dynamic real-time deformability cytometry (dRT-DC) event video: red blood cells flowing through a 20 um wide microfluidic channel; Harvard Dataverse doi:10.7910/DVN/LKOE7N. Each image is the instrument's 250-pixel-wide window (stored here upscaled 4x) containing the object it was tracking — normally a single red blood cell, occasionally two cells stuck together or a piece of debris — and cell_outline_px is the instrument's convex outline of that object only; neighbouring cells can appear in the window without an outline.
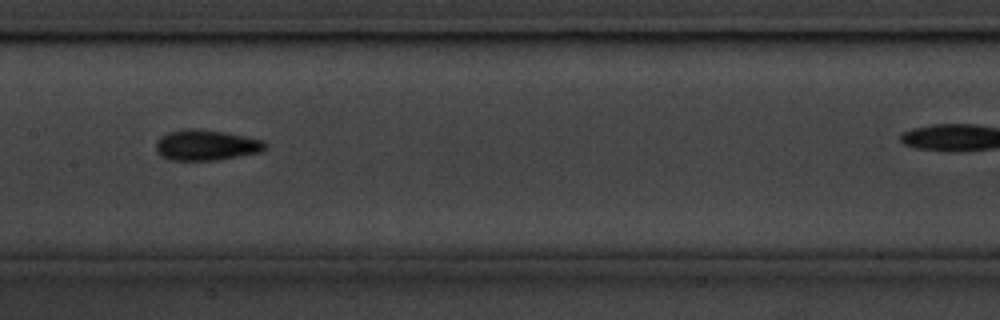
{"species": "common noctule bat (a hibernating species)", "species_latin": "Nyctalus noctula", "temperature_condition": "cold", "stored_images_in_passage": 16, "camera_frame_rate_fps": 3000, "um_per_image_px": 0.085, "animal": {"sex": "male", "body_mass_g": 20.1, "forearm_length_mm": 53.5}, "frame": {"image": 1, "passage_image": 12, "time_ms": 3.667, "image_size_px": [1000, 320], "cell_outline_px": [[268, 148], [260, 152], [216, 160], [168, 160], [160, 156], [156, 152], [156, 140], [160, 136], [168, 132], [184, 128], [200, 128], [224, 132], [264, 140]], "centroid_in_image_um": [17.49, 12.32], "position_along_channel_um": 189.9, "area_um2": 19.77}}